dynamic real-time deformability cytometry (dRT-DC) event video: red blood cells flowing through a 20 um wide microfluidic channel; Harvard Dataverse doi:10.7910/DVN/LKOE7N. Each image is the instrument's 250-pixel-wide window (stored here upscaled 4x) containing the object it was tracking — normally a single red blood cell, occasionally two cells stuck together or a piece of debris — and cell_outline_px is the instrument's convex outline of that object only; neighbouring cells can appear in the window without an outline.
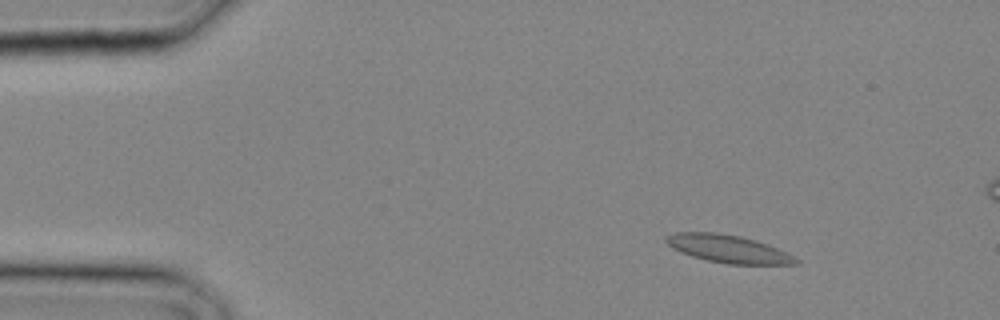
{"species": "common noctule bat (a hibernating species)", "species_latin": "Nyctalus noctula", "temperature_condition": "cold", "stored_images_in_passage": 29, "camera_frame_rate_fps": 3000, "um_per_image_px": 0.085, "animal": {"sex": "male", "body_mass_g": 20.4}, "frame": {"image": 1, "passage_image": 3, "time_ms": 0.667, "image_size_px": [1000, 320], "cell_outline_px": [[800, 264], [728, 264], [708, 260], [692, 256], [680, 252], [672, 248], [664, 240], [664, 236], [676, 232], [716, 232], [740, 236], [756, 240], [776, 248], [800, 260]], "centroid_in_image_um": [61.85, 21.14], "position_along_channel_um": 23.2, "area_um2": 20.87}}
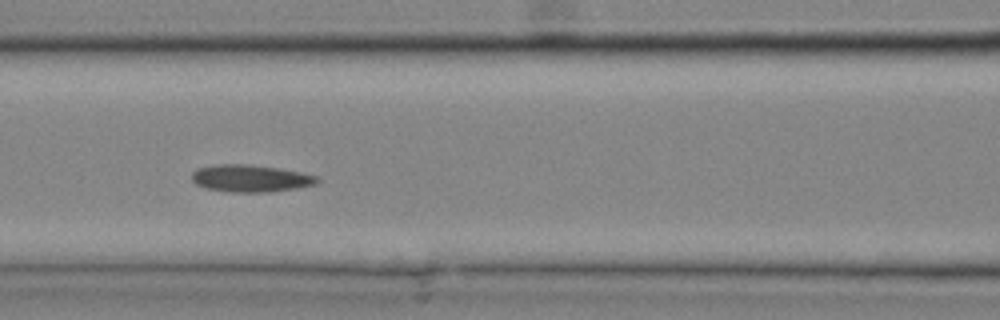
{"frame": {"image": 2, "passage_image": 12, "time_ms": 3.667, "image_size_px": [1000, 320], "cell_outline_px": [[320, 180], [316, 184], [296, 188], [272, 192], [232, 192], [204, 188], [196, 184], [192, 180], [192, 172], [196, 168], [212, 164], [252, 164], [280, 168], [300, 172], [316, 176]], "centroid_in_image_um": [21.26, 15.15], "position_along_channel_um": 145.3, "area_um2": 20.11}}
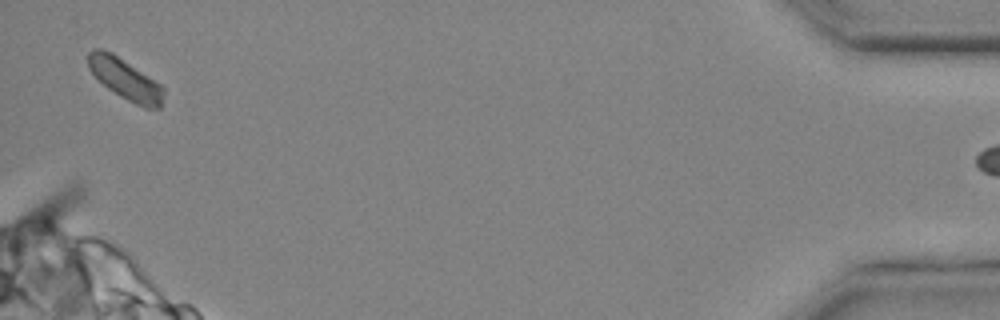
{"frame": {"image": 3, "passage_image": 28, "time_ms": 9.0, "image_size_px": [1000, 320], "cell_outline_px": [[164, 92], [160, 108], [144, 108], [120, 96], [108, 88], [88, 68], [88, 52], [92, 48], [104, 48], [112, 52], [160, 84], [164, 88]], "centroid_in_image_um": [10.63, 6.7], "position_along_channel_um": 424.6, "area_um2": 17.74}}